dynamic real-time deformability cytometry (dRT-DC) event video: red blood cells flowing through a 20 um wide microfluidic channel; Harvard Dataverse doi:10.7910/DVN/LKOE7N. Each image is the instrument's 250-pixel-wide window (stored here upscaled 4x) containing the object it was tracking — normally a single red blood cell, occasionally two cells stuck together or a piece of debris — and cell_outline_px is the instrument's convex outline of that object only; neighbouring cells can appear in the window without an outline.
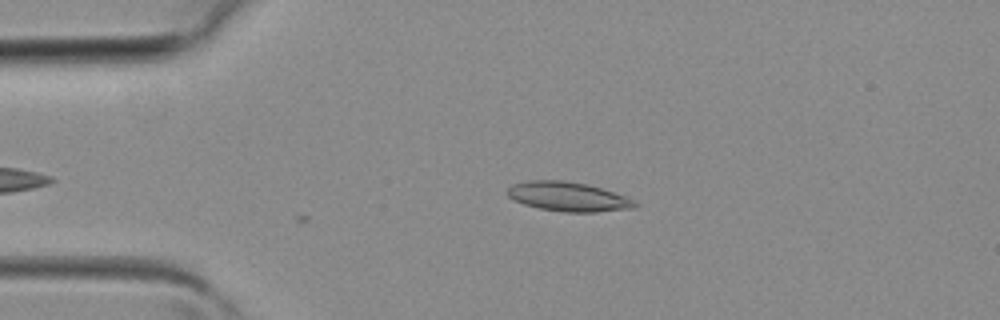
{"species": "common noctule bat (a hibernating species)", "species_latin": "Nyctalus noctula", "temperature_condition": "room temperature", "stored_images_in_passage": 3, "camera_frame_rate_fps": 3000, "um_per_image_px": 0.085, "animal": {"sex": "female", "body_mass_g": 19.3, "forearm_length_mm": 54.1}, "frame": {"image": 1, "passage_image": 1, "time_ms": 0.0, "image_size_px": [1000, 320], "cell_outline_px": [[640, 204], [632, 208], [596, 212], [564, 212], [540, 208], [524, 204], [508, 196], [504, 192], [512, 184], [528, 180], [564, 180], [588, 184], [636, 200]], "centroid_in_image_um": [48.28, 16.71], "position_along_channel_um": 36.7, "area_um2": 21.79}}